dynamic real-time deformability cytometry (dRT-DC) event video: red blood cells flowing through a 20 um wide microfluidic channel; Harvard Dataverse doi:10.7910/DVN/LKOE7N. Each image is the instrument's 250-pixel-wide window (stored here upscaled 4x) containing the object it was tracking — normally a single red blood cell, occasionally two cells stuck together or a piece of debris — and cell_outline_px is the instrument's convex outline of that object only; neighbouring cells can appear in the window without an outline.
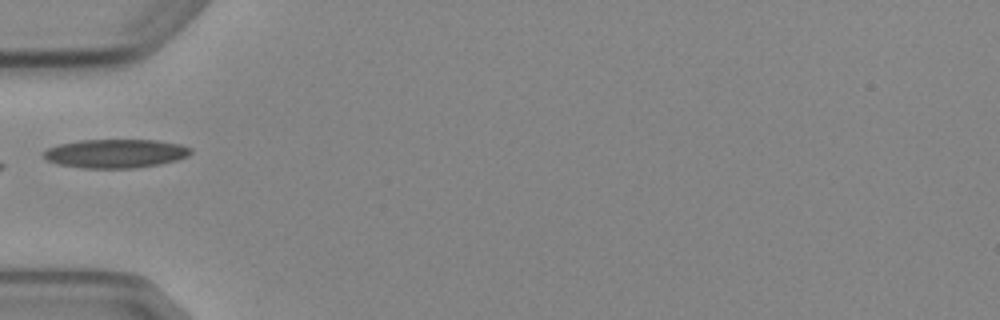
{"species": "Egyptian fruit bat (a non-hibernating species)", "species_latin": "Rousettus aegyptiacus", "temperature_condition": "cold", "stored_images_in_passage": 6, "camera_frame_rate_fps": 3000, "um_per_image_px": 0.085, "animal": {"sex": "female"}, "frame": {"image": 1, "passage_image": 5, "time_ms": 5.667, "image_size_px": [1000, 320], "cell_outline_px": [[192, 152], [188, 156], [176, 160], [160, 164], [136, 168], [80, 168], [56, 164], [48, 160], [44, 156], [44, 152], [48, 148], [60, 144], [80, 140], [160, 140], [180, 144], [192, 148]], "centroid_in_image_um": [9.85, 13.05], "position_along_channel_um": 75.1, "area_um2": 24.74}}
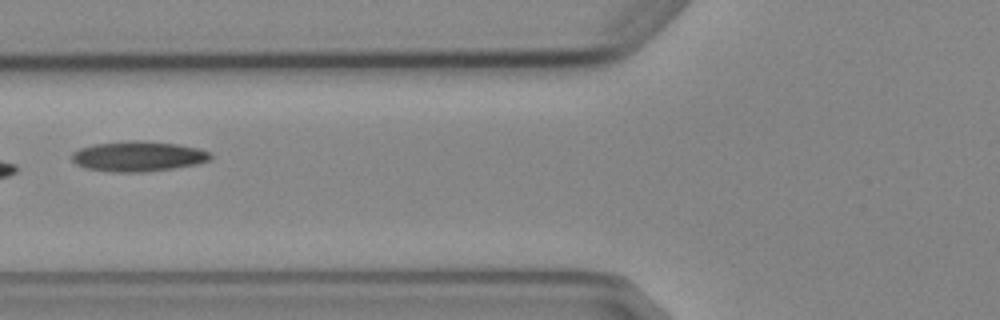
{"frame": {"image": 2, "passage_image": 6, "time_ms": 6.667, "image_size_px": [1000, 320], "cell_outline_px": [[212, 160], [196, 164], [172, 168], [144, 172], [112, 172], [84, 168], [76, 164], [72, 160], [72, 152], [80, 148], [92, 144], [128, 140], [144, 140], [176, 144], [196, 148], [212, 152]], "centroid_in_image_um": [11.73, 13.28], "position_along_channel_um": 114.1, "area_um2": 24.62}}